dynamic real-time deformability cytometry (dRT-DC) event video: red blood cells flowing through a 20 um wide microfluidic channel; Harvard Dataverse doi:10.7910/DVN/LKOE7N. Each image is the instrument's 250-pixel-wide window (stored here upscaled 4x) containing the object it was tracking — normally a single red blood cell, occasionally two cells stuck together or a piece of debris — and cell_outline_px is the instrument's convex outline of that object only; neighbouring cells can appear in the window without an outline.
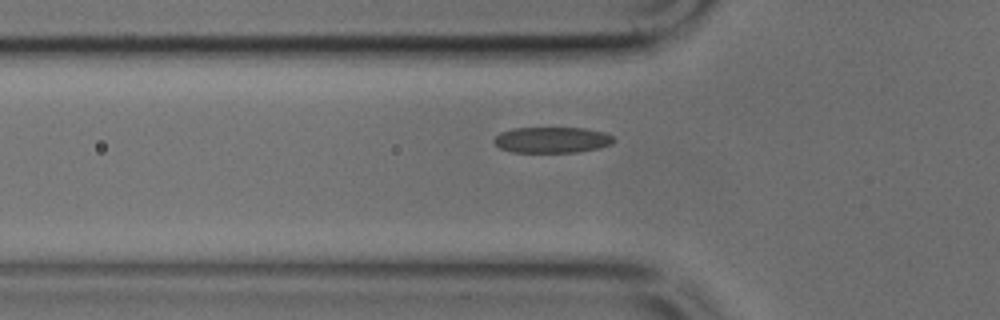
{"species": "common noctule bat (a hibernating species)", "species_latin": "Nyctalus noctula", "temperature_condition": "cold", "stored_images_in_passage": 38, "camera_frame_rate_fps": 3000, "um_per_image_px": 0.085, "animal": {"sex": "male", "body_mass_g": 17.9, "forearm_length_mm": 54.2}, "frame": {"image": 1, "passage_image": 7, "time_ms": 2.0, "image_size_px": [1000, 320], "cell_outline_px": [[616, 140], [612, 144], [600, 148], [576, 152], [512, 152], [500, 148], [492, 140], [500, 132], [512, 128], [584, 128], [604, 132], [612, 136]], "centroid_in_image_um": [46.93, 11.89], "position_along_channel_um": 78.9, "area_um2": 18.15}}
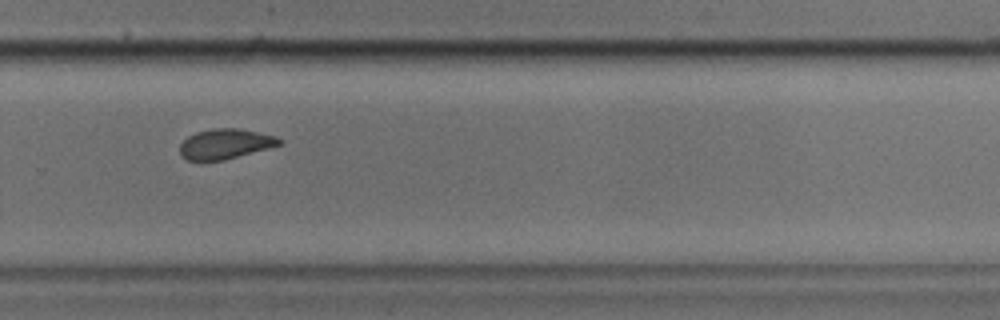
{"frame": {"image": 2, "passage_image": 24, "time_ms": 7.667, "image_size_px": [1000, 320], "cell_outline_px": [[284, 140], [280, 144], [268, 148], [224, 160], [188, 160], [180, 156], [180, 144], [188, 136], [196, 132], [212, 128], [240, 128], [276, 136]], "centroid_in_image_um": [19.14, 12.22], "position_along_channel_um": 310.7, "area_um2": 17.4}}
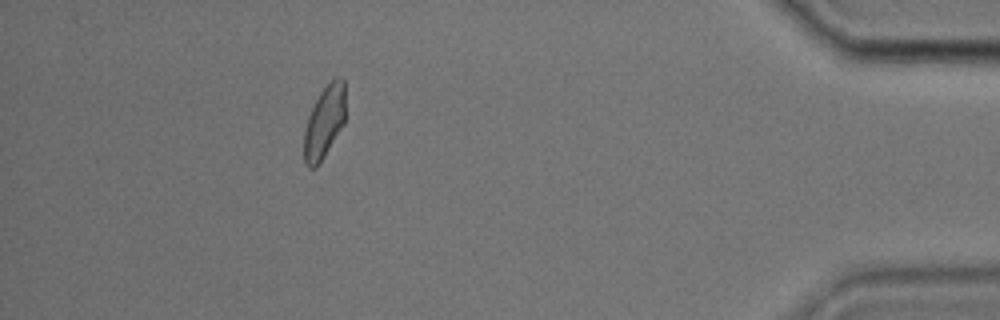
{"frame": {"image": 3, "passage_image": 35, "time_ms": 11.333, "image_size_px": [1000, 320], "cell_outline_px": [[344, 124], [324, 156], [316, 168], [308, 168], [304, 164], [304, 128], [308, 116], [320, 92], [336, 76], [340, 76], [344, 80]], "centroid_in_image_um": [27.55, 10.4], "position_along_channel_um": 407.7, "area_um2": 17.4}}